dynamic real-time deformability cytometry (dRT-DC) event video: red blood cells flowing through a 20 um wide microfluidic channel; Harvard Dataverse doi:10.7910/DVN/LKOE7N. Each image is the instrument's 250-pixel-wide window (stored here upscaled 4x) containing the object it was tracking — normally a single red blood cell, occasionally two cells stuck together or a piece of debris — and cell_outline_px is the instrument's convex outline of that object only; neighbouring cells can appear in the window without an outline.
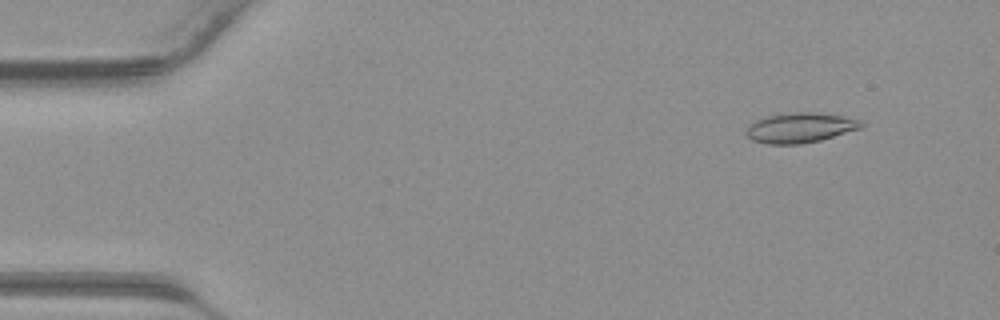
{"species": "common noctule bat (a hibernating species)", "species_latin": "Nyctalus noctula", "temperature_condition": "warm", "stored_images_in_passage": 41, "camera_frame_rate_fps": 3000, "um_per_image_px": 0.085, "animal": {"sex": "male", "body_mass_g": 23.1, "forearm_length_mm": 52.7}, "frame": {"image": 1, "passage_image": 4, "time_ms": 1.0, "image_size_px": [1000, 320], "cell_outline_px": [[864, 124], [860, 128], [820, 140], [800, 144], [768, 144], [752, 140], [744, 132], [756, 120], [764, 116], [792, 112], [812, 112], [844, 116], [860, 120]], "centroid_in_image_um": [67.99, 10.85], "position_along_channel_um": 17.0, "area_um2": 19.94}}
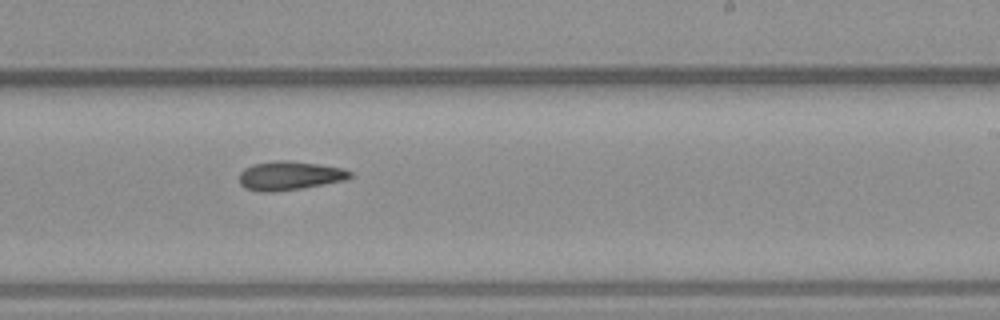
{"frame": {"image": 2, "passage_image": 25, "time_ms": 8.0, "image_size_px": [1000, 320], "cell_outline_px": [[352, 176], [344, 180], [324, 184], [300, 188], [272, 192], [260, 192], [244, 188], [240, 184], [240, 172], [244, 168], [252, 164], [276, 160], [288, 160], [320, 164], [344, 168], [352, 172]], "centroid_in_image_um": [24.6, 14.92], "position_along_channel_um": 264.4, "area_um2": 18.73}}
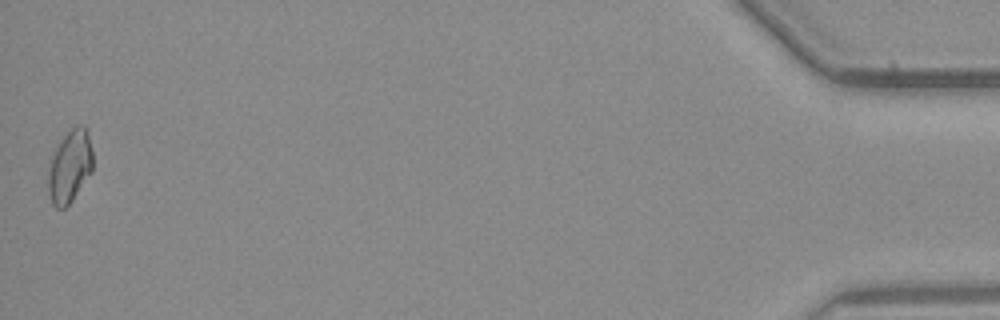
{"frame": {"image": 3, "passage_image": 41, "time_ms": 13.333, "image_size_px": [1000, 320], "cell_outline_px": [[92, 172], [72, 200], [64, 208], [56, 208], [52, 204], [48, 192], [48, 172], [52, 152], [60, 140], [76, 124], [84, 124], [88, 128], [92, 152]], "centroid_in_image_um": [5.93, 14.11], "position_along_channel_um": 429.3, "area_um2": 19.13}}